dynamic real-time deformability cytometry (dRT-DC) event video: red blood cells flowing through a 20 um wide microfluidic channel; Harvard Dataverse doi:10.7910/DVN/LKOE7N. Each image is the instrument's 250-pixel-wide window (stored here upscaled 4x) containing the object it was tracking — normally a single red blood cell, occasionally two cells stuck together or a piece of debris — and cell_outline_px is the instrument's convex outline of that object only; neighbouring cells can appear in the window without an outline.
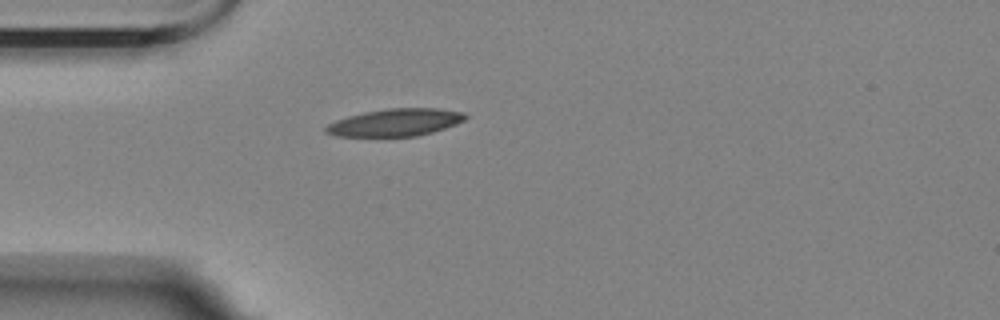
{"species": "Egyptian fruit bat (a non-hibernating species)", "species_latin": "Rousettus aegyptiacus", "temperature_condition": "room temperature", "stored_images_in_passage": 4, "camera_frame_rate_fps": 3000, "um_per_image_px": 0.085, "animal": {"sex": "female"}, "frame": {"image": 1, "passage_image": 1, "time_ms": 0.0, "image_size_px": [1000, 320], "cell_outline_px": [[468, 116], [464, 120], [456, 124], [432, 132], [416, 136], [336, 136], [324, 132], [324, 128], [328, 124], [336, 120], [348, 116], [364, 112], [388, 108], [440, 108], [464, 112]], "centroid_in_image_um": [33.61, 10.4], "position_along_channel_um": 51.4, "area_um2": 22.25}}
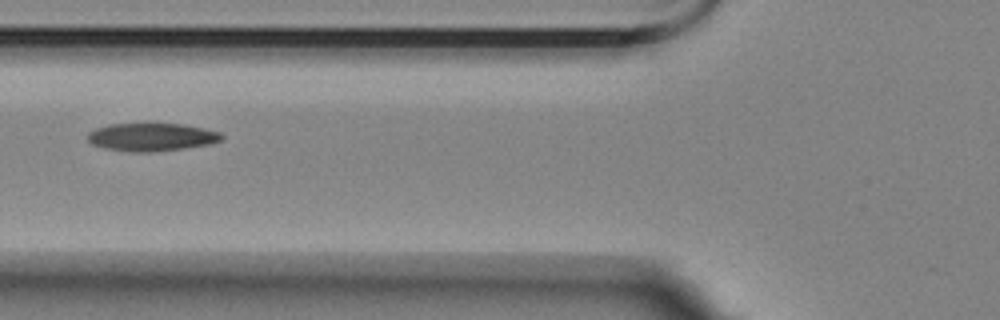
{"frame": {"image": 2, "passage_image": 3, "time_ms": 2.0, "image_size_px": [1000, 320], "cell_outline_px": [[224, 136], [220, 140], [208, 144], [184, 148], [152, 152], [132, 152], [104, 148], [92, 144], [88, 140], [88, 132], [96, 128], [108, 124], [184, 124], [204, 128], [220, 132]], "centroid_in_image_um": [12.87, 11.65], "position_along_channel_um": 112.9, "area_um2": 21.73}}
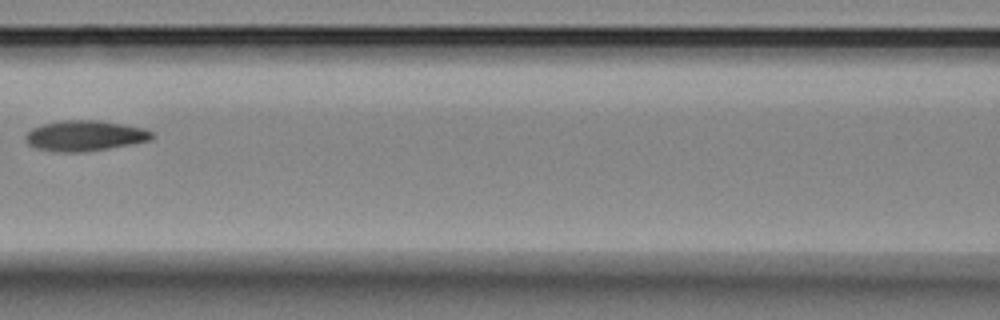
{"frame": {"image": 3, "passage_image": 4, "time_ms": 3.333, "image_size_px": [1000, 320], "cell_outline_px": [[156, 136], [152, 140], [108, 148], [84, 152], [56, 152], [36, 148], [28, 144], [24, 140], [24, 136], [32, 128], [44, 124], [64, 120], [100, 120], [144, 128], [152, 132]], "centroid_in_image_um": [7.21, 11.54], "position_along_channel_um": 159.4, "area_um2": 22.54}}